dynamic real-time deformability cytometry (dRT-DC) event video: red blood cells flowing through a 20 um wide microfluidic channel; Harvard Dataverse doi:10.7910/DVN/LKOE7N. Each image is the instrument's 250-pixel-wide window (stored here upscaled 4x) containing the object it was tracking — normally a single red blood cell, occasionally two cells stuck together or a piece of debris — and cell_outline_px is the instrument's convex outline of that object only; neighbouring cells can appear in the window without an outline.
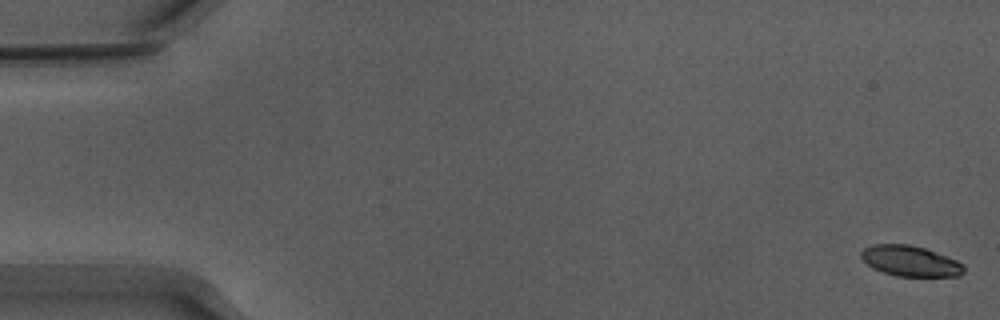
{"species": "Egyptian fruit bat (a non-hibernating species)", "species_latin": "Rousettus aegyptiacus", "temperature_condition": "warm", "stored_images_in_passage": 12, "camera_frame_rate_fps": 3000, "um_per_image_px": 0.085, "animal": {"sex": "male"}, "frame": {"image": 1, "passage_image": 1, "time_ms": 0.0, "image_size_px": [1000, 320], "cell_outline_px": [[964, 272], [960, 276], [896, 276], [872, 268], [860, 256], [860, 252], [864, 248], [872, 244], [908, 244], [924, 248], [956, 260], [964, 264]], "centroid_in_image_um": [77.36, 22.18], "position_along_channel_um": 7.6, "area_um2": 18.21}}